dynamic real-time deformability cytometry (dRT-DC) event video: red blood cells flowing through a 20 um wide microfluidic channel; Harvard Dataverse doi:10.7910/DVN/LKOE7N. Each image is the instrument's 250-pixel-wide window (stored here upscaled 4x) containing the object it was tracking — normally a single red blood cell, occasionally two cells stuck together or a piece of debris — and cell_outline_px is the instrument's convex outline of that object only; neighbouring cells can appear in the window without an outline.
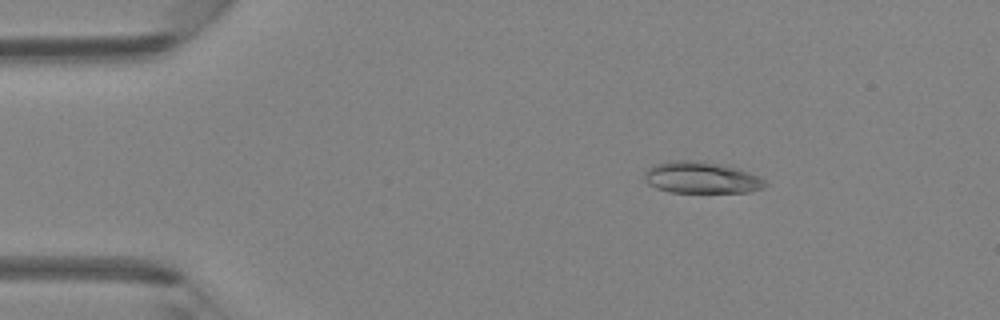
{"species": "Egyptian fruit bat (a non-hibernating species)", "species_latin": "Rousettus aegyptiacus", "temperature_condition": "room temperature", "stored_images_in_passage": 45, "camera_frame_rate_fps": 3000, "um_per_image_px": 0.085, "animal": {"sex": "female"}, "frame": {"image": 1, "passage_image": 7, "time_ms": 2.0, "image_size_px": [1000, 320], "cell_outline_px": [[768, 184], [764, 188], [752, 192], [672, 192], [656, 188], [648, 184], [644, 180], [644, 172], [648, 168], [656, 164], [668, 160], [704, 160], [740, 168], [760, 176]], "centroid_in_image_um": [59.65, 15.08], "position_along_channel_um": 25.4, "area_um2": 22.72}}
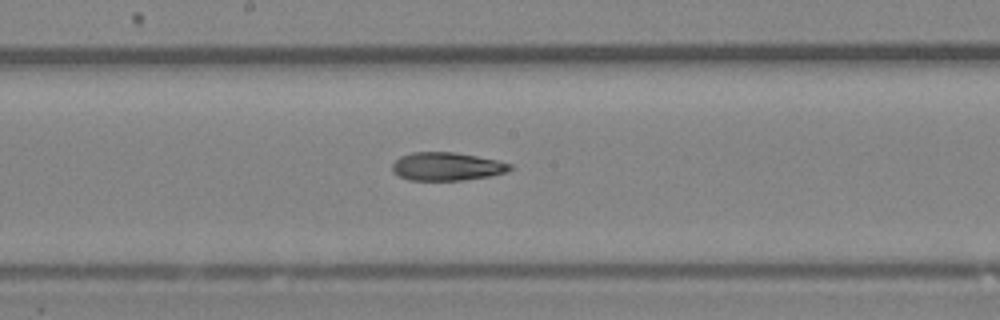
{"frame": {"image": 2, "passage_image": 24, "time_ms": 7.667, "image_size_px": [1000, 320], "cell_outline_px": [[512, 168], [508, 172], [488, 176], [464, 180], [408, 180], [392, 172], [392, 164], [400, 156], [412, 152], [456, 152], [496, 160], [512, 164]], "centroid_in_image_um": [37.96, 14.15], "position_along_channel_um": 210.2, "area_um2": 19.36}}
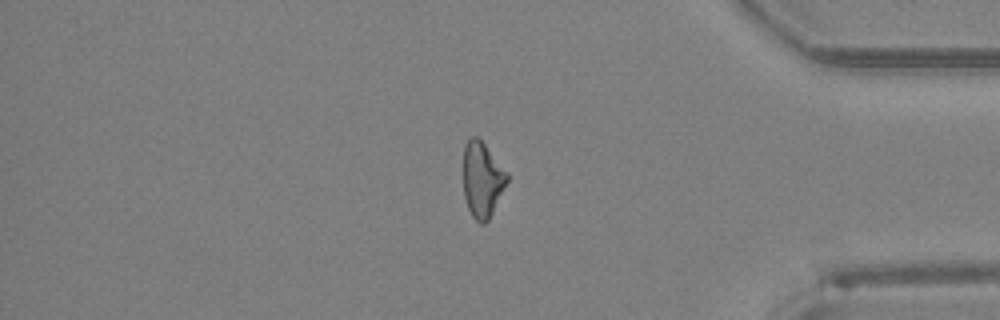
{"frame": {"image": 3, "passage_image": 38, "time_ms": 12.333, "image_size_px": [1000, 320], "cell_outline_px": [[508, 180], [488, 220], [484, 224], [480, 224], [472, 216], [468, 208], [464, 196], [464, 144], [472, 136], [476, 136], [484, 144], [508, 172]], "centroid_in_image_um": [40.98, 15.26], "position_along_channel_um": 394.2, "area_um2": 18.96}}